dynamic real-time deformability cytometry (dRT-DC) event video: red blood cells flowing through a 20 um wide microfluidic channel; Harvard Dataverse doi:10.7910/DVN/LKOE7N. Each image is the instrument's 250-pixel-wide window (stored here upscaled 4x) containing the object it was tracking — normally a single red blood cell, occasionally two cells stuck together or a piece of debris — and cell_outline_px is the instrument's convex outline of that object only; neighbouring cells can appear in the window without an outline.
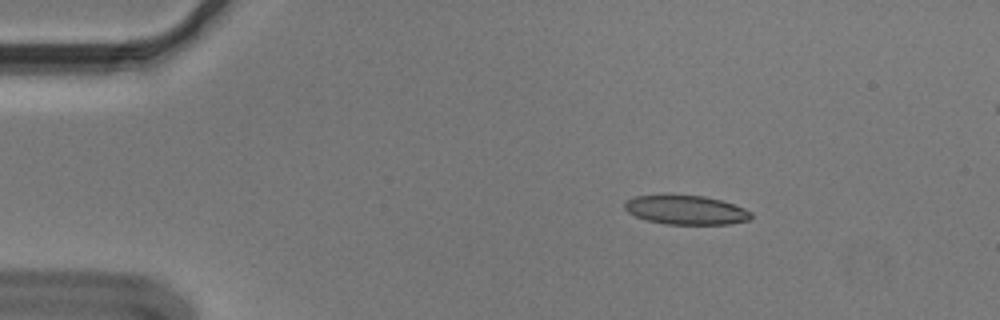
{"species": "Egyptian fruit bat (a non-hibernating species)", "species_latin": "Rousettus aegyptiacus", "temperature_condition": "cold", "stored_images_in_passage": 47, "camera_frame_rate_fps": 3000, "um_per_image_px": 0.085, "animal": {"sex": "male"}, "frame": {"image": 1, "passage_image": 1, "time_ms": 0.0, "image_size_px": [1000, 320], "cell_outline_px": [[752, 220], [732, 224], [664, 224], [648, 220], [636, 216], [628, 212], [624, 208], [624, 204], [632, 196], [668, 192], [704, 196], [720, 200], [744, 208], [752, 212]], "centroid_in_image_um": [58.28, 17.81], "position_along_channel_um": 26.7, "area_um2": 22.25}}
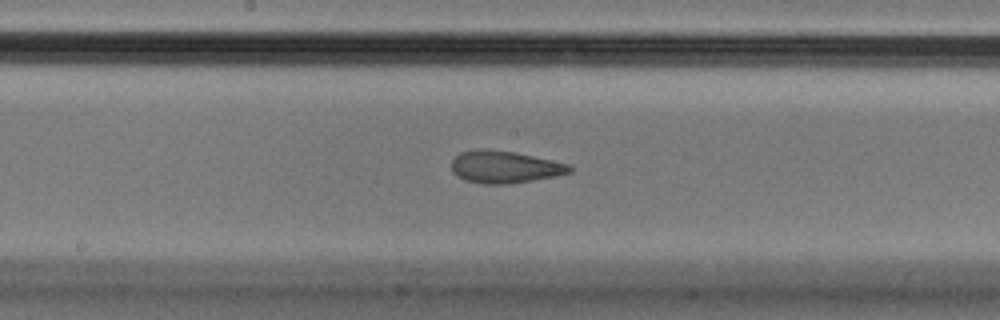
{"frame": {"image": 2, "passage_image": 21, "time_ms": 6.667, "image_size_px": [1000, 320], "cell_outline_px": [[572, 172], [556, 176], [532, 180], [504, 184], [484, 184], [464, 180], [456, 176], [452, 172], [452, 160], [460, 152], [512, 152], [532, 156], [568, 164], [572, 168]], "centroid_in_image_um": [42.91, 14.25], "position_along_channel_um": 205.3, "area_um2": 21.21}}
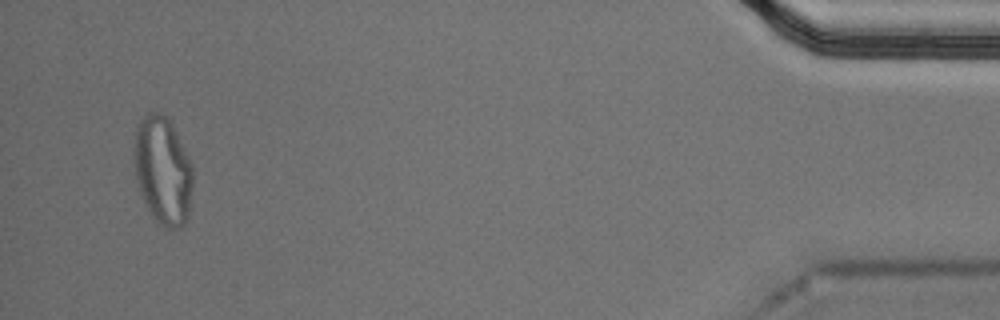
{"frame": {"image": 3, "passage_image": 45, "time_ms": 14.667, "image_size_px": [1000, 320], "cell_outline_px": [[192, 188], [188, 216], [184, 224], [180, 228], [168, 228], [160, 224], [152, 216], [140, 192], [136, 180], [132, 156], [132, 148], [136, 124], [148, 112], [156, 112], [164, 116], [168, 120], [176, 132], [192, 164]], "centroid_in_image_um": [13.8, 14.48], "position_along_channel_um": 421.4, "area_um2": 37.17}, "authors_computed_cell_mechanics": {"area_um2": 22.7732, "velocity_mm_per_s": 3.6367, "shape_relaxation_time_tau1_ms": null, "shape_relaxation_time_tau2_ms": 1.6193, "deformation_change_tau1": null, "deformation_change_tau2": 0.0803}}